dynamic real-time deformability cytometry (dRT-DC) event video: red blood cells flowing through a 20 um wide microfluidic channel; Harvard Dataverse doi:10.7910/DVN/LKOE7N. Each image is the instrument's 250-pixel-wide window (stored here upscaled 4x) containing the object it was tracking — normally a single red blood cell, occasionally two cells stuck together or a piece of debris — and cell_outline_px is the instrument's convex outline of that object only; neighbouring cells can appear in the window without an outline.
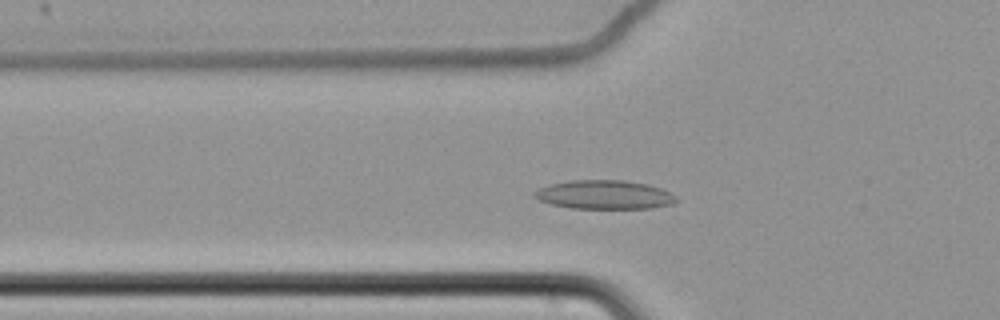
{"species": "common noctule bat (a hibernating species)", "species_latin": "Nyctalus noctula", "temperature_condition": "cold", "stored_images_in_passage": 57, "camera_frame_rate_fps": 3000, "um_per_image_px": 0.085, "animal": {"sex": "female", "body_mass_g": 22.7, "forearm_length_mm": 54.2}, "frame": {"image": 1, "passage_image": 18, "time_ms": 5.667, "image_size_px": [1000, 320], "cell_outline_px": [[676, 200], [672, 204], [652, 208], [572, 208], [552, 204], [540, 200], [532, 196], [532, 192], [548, 184], [572, 180], [624, 180], [648, 184], [672, 192], [676, 196]], "centroid_in_image_um": [51.37, 16.54], "position_along_channel_um": 74.4, "area_um2": 23.87}}
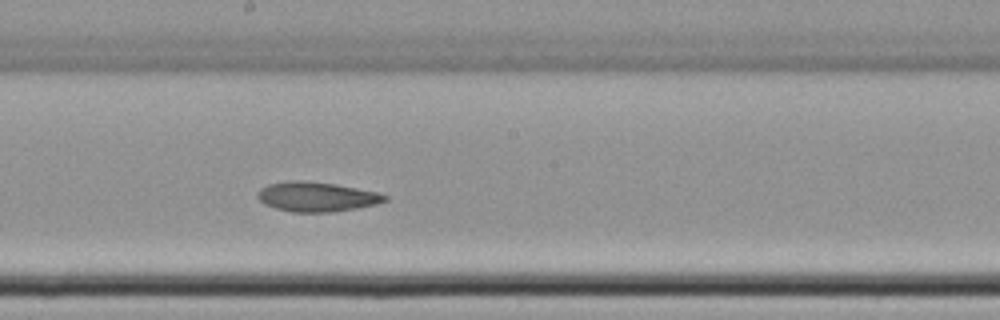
{"frame": {"image": 2, "passage_image": 31, "time_ms": 10.0, "image_size_px": [1000, 320], "cell_outline_px": [[388, 200], [376, 204], [356, 208], [332, 212], [292, 212], [276, 208], [264, 204], [256, 196], [256, 192], [260, 188], [268, 184], [292, 180], [300, 180], [336, 184], [380, 192], [388, 196]], "centroid_in_image_um": [26.92, 16.72], "position_along_channel_um": 221.3, "area_um2": 22.14}}
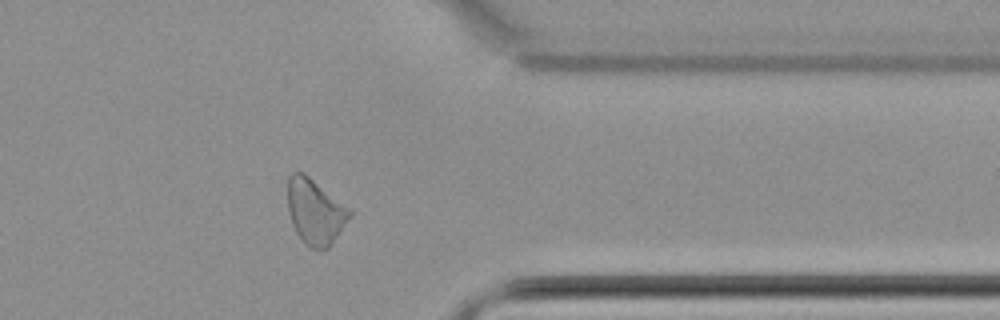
{"frame": {"image": 3, "passage_image": 46, "time_ms": 15.0, "image_size_px": [1000, 320], "cell_outline_px": [[352, 216], [328, 248], [312, 248], [304, 244], [296, 232], [292, 224], [288, 212], [288, 176], [292, 172], [304, 172], [352, 208]], "centroid_in_image_um": [26.81, 17.96], "position_along_channel_um": 384.6, "area_um2": 23.93}}